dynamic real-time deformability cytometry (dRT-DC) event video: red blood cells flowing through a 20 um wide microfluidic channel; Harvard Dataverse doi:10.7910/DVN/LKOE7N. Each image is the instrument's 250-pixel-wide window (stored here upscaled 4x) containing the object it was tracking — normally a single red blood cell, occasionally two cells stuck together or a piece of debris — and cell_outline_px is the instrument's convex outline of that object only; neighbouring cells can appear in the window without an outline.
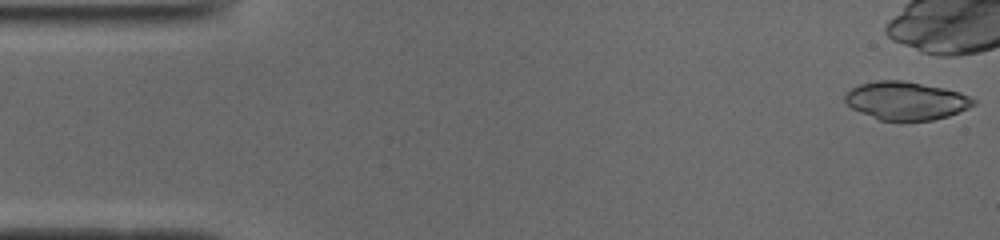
{"species": "common noctule bat (a hibernating species)", "species_latin": "Nyctalus noctula", "temperature_condition": "cold", "stored_images_in_passage": 11, "camera_frame_rate_fps": 3000, "um_per_image_px": 0.085, "animal": {"sex": "male", "body_mass_g": 19.0, "forearm_length_mm": 50.8}, "frame": {"image": 1, "passage_image": 1, "time_ms": 0.0, "image_size_px": [1000, 240], "cell_outline_px": [[976, 104], [968, 108], [948, 116], [932, 120], [880, 120], [860, 112], [852, 108], [844, 100], [844, 96], [852, 88], [860, 84], [876, 80], [904, 80], [944, 88], [960, 92], [976, 100]], "centroid_in_image_um": [77.02, 8.55], "position_along_channel_um": 8.0, "area_um2": 28.44}}